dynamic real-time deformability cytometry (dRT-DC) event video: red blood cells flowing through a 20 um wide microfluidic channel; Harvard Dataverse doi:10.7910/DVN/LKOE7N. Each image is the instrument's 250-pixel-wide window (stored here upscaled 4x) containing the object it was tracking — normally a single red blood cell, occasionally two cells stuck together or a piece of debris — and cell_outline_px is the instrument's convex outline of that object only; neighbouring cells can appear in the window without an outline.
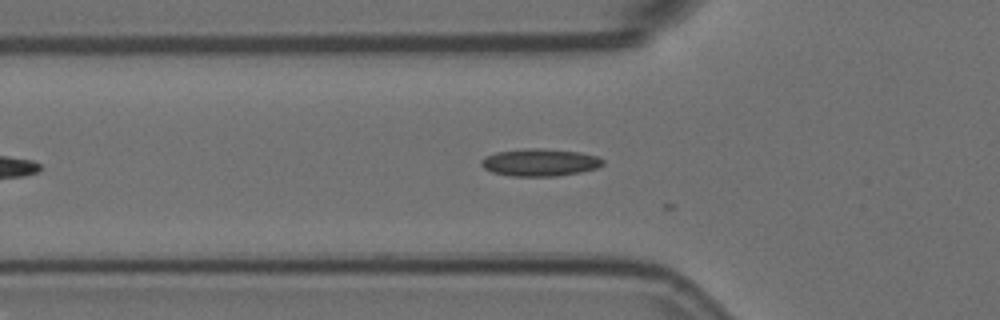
{"species": "Egyptian fruit bat (a non-hibernating species)", "species_latin": "Rousettus aegyptiacus", "temperature_condition": "room temperature", "stored_images_in_passage": 6, "camera_frame_rate_fps": 3000, "um_per_image_px": 0.085, "animal": {"sex": "female"}, "frame": {"image": 1, "passage_image": 3, "time_ms": 0.667, "image_size_px": [1000, 320], "cell_outline_px": [[604, 164], [596, 168], [580, 172], [556, 176], [512, 176], [492, 172], [484, 168], [480, 164], [480, 160], [484, 156], [496, 152], [528, 148], [540, 148], [580, 152], [596, 156], [604, 160]], "centroid_in_image_um": [45.86, 13.8], "position_along_channel_um": 79.9, "area_um2": 19.42}}